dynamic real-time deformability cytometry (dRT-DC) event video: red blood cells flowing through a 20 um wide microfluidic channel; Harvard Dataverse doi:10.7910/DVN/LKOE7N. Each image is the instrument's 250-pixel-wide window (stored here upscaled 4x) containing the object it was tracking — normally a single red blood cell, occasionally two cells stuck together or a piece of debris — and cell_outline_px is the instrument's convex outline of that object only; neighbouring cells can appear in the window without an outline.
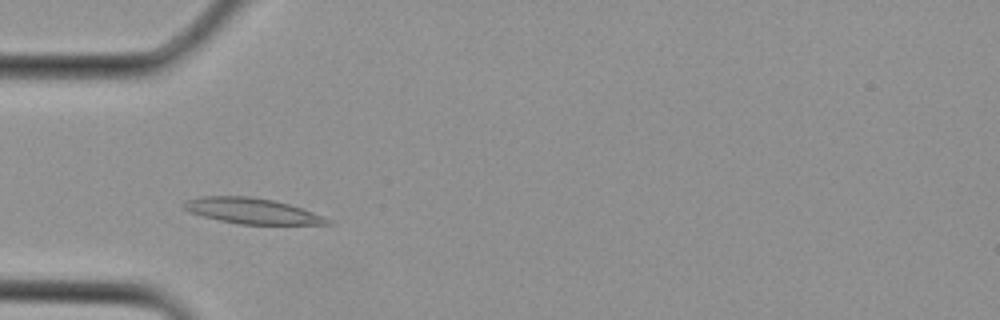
{"species": "Egyptian fruit bat (a non-hibernating species)", "species_latin": "Rousettus aegyptiacus", "temperature_condition": "cold", "stored_images_in_passage": 27, "camera_frame_rate_fps": 3000, "um_per_image_px": 0.085, "animal": {"sex": "female"}, "frame": {"image": 1, "passage_image": 6, "time_ms": 1.667, "image_size_px": [1000, 320], "cell_outline_px": [[332, 224], [240, 224], [220, 220], [204, 216], [192, 212], [184, 208], [180, 204], [184, 200], [200, 196], [252, 196], [272, 200], [288, 204], [312, 212], [332, 220]], "centroid_in_image_um": [21.38, 17.92], "position_along_channel_um": 63.6, "area_um2": 21.21}}
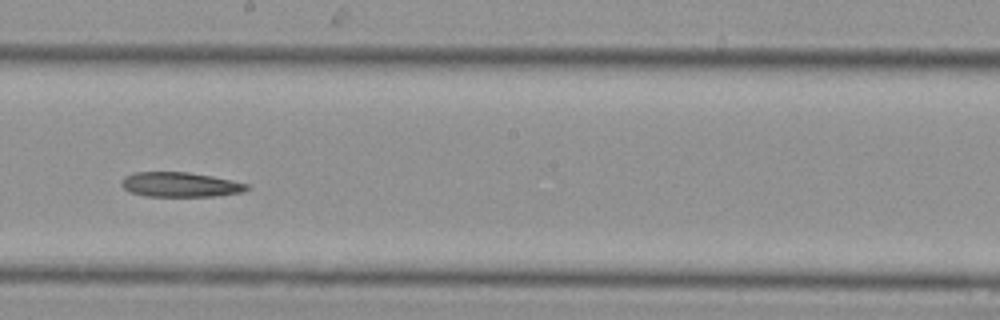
{"frame": {"image": 2, "passage_image": 14, "time_ms": 4.333, "image_size_px": [1000, 320], "cell_outline_px": [[248, 188], [240, 192], [216, 196], [148, 196], [128, 192], [120, 184], [124, 176], [136, 172], [188, 172], [212, 176], [232, 180], [248, 184]], "centroid_in_image_um": [15.27, 15.69], "position_along_channel_um": 232.9, "area_um2": 17.98}}
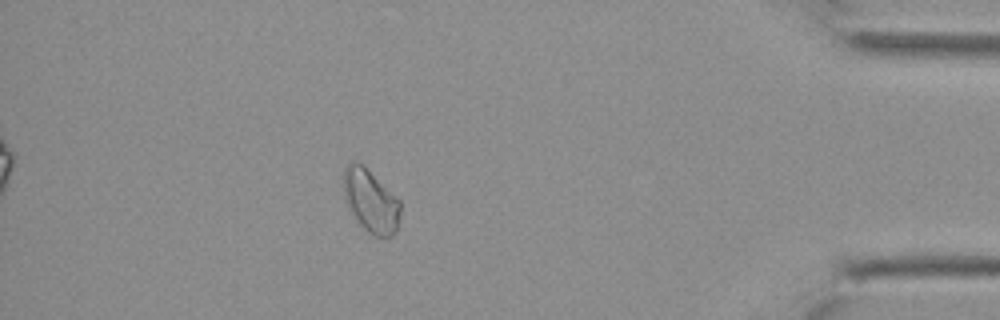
{"frame": {"image": 3, "passage_image": 24, "time_ms": 7.667, "image_size_px": [1000, 320], "cell_outline_px": [[400, 212], [396, 232], [388, 240], [372, 236], [360, 224], [344, 200], [344, 168], [348, 164], [364, 164], [400, 200]], "centroid_in_image_um": [31.54, 17.13], "position_along_channel_um": 403.7, "area_um2": 20.92}}